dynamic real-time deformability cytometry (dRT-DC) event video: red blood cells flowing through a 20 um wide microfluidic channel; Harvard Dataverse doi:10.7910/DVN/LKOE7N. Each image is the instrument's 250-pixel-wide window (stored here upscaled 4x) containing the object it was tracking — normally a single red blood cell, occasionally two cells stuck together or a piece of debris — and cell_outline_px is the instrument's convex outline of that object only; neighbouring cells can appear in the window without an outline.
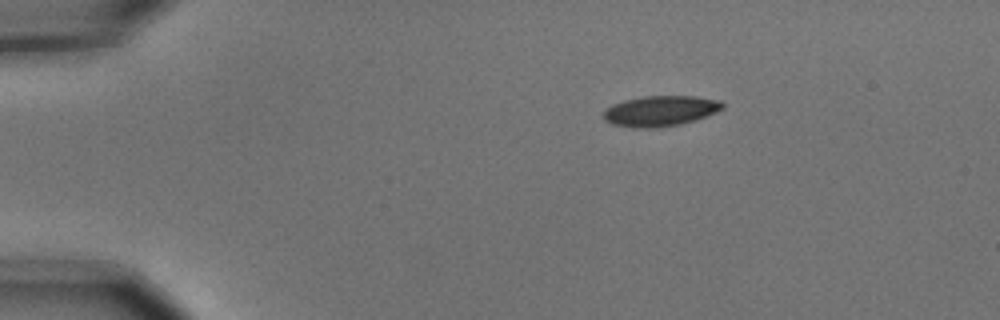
{"species": "common noctule bat (a hibernating species)", "species_latin": "Nyctalus noctula", "temperature_condition": "cold", "stored_images_in_passage": 3, "camera_frame_rate_fps": 3000, "um_per_image_px": 0.085, "animal": {"sex": "male", "body_mass_g": 15.6}, "frame": {"image": 1, "passage_image": 1, "time_ms": 0.0, "image_size_px": [1000, 320], "cell_outline_px": [[724, 108], [716, 112], [696, 120], [680, 124], [660, 128], [636, 128], [612, 124], [604, 120], [604, 108], [612, 104], [624, 100], [644, 96], [696, 96], [720, 100], [724, 104]], "centroid_in_image_um": [56.13, 9.43], "position_along_channel_um": 28.9, "area_um2": 21.39}}